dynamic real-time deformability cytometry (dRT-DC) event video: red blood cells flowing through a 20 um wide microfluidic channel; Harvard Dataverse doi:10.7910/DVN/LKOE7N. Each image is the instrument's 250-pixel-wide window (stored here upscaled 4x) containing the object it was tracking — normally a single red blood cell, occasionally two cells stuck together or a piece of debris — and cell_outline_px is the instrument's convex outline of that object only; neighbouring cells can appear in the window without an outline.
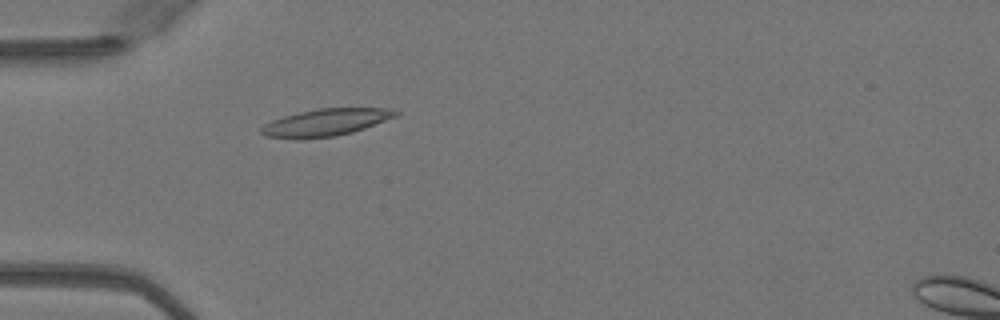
{"species": "Egyptian fruit bat (a non-hibernating species)", "species_latin": "Rousettus aegyptiacus", "temperature_condition": "warm", "stored_images_in_passage": 46, "camera_frame_rate_fps": 3000, "um_per_image_px": 0.085, "animal": {"sex": "female"}, "frame": {"image": 1, "passage_image": 11, "time_ms": 3.333, "image_size_px": [1000, 320], "cell_outline_px": [[400, 112], [396, 116], [364, 128], [352, 132], [332, 136], [300, 140], [296, 140], [264, 136], [260, 132], [260, 128], [264, 124], [272, 120], [284, 116], [300, 112], [320, 108], [392, 108]], "centroid_in_image_um": [27.64, 10.42], "position_along_channel_um": 57.4, "area_um2": 21.33}}
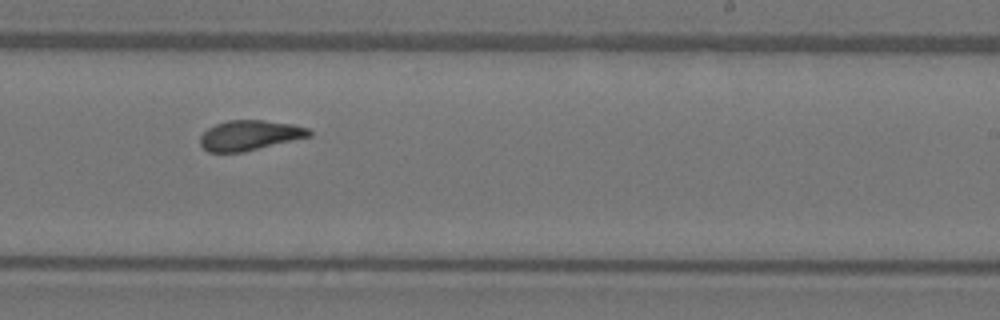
{"frame": {"image": 2, "passage_image": 27, "time_ms": 8.667, "image_size_px": [1000, 320], "cell_outline_px": [[312, 136], [244, 152], [208, 152], [200, 144], [200, 136], [208, 128], [216, 124], [228, 120], [264, 120], [292, 124], [308, 128], [312, 132]], "centroid_in_image_um": [21.23, 11.5], "position_along_channel_um": 267.8, "area_um2": 19.13}}
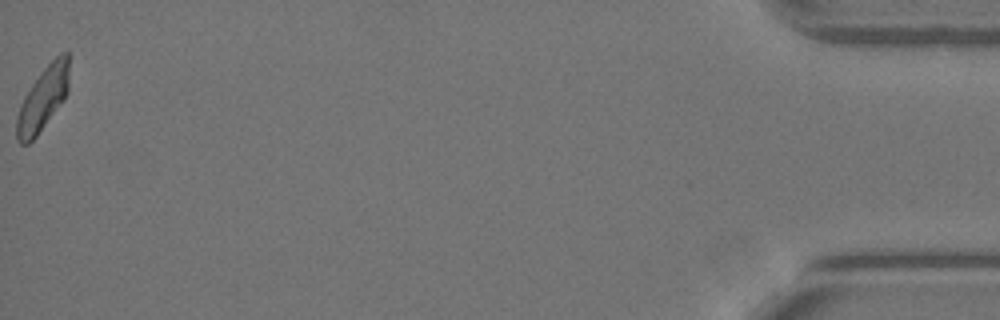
{"frame": {"image": 3, "passage_image": 46, "time_ms": 15.0, "image_size_px": [1000, 320], "cell_outline_px": [[68, 92], [64, 100], [36, 136], [28, 144], [20, 144], [16, 140], [16, 120], [20, 104], [24, 96], [32, 84], [44, 68], [60, 52], [68, 52]], "centroid_in_image_um": [3.63, 8.41], "position_along_channel_um": 431.6, "area_um2": 19.31}, "authors_computed_cell_mechanics": {"area_um2": 19.5942, "velocity_mm_per_s": 4.0787, "shape_relaxation_time_tau1_ms": 4.6678, "shape_relaxation_time_tau2_ms": 1.6527, "deformation_change_tau1": 0.1882, "deformation_change_tau2": 0.0726}}